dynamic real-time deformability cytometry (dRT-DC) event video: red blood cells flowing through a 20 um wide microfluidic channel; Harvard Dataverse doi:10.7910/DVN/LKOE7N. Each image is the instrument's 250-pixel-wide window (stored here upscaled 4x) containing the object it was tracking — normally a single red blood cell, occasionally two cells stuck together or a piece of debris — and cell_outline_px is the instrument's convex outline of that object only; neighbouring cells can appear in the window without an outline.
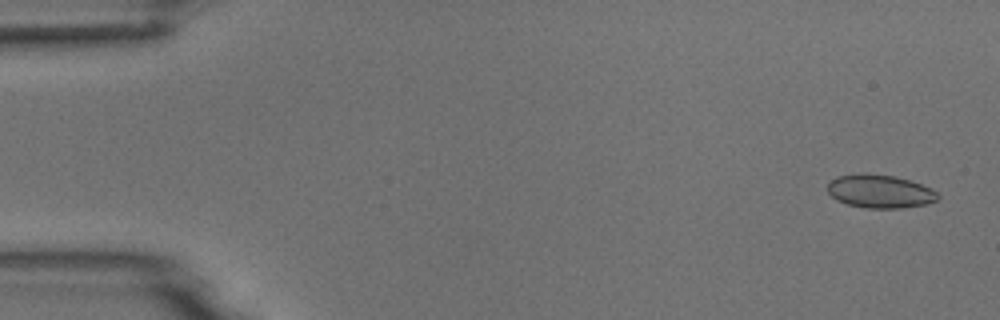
{"species": "common noctule bat (a hibernating species)", "species_latin": "Nyctalus noctula", "temperature_condition": "room temperature", "stored_images_in_passage": 7, "camera_frame_rate_fps": 3000, "um_per_image_px": 0.085, "animal": {"sex": "male", "body_mass_g": 18.8}, "frame": {"image": 1, "passage_image": 1, "time_ms": 0.0, "image_size_px": [1000, 320], "cell_outline_px": [[940, 196], [936, 200], [928, 204], [900, 208], [864, 208], [848, 204], [836, 200], [828, 192], [828, 184], [836, 176], [892, 176], [908, 180], [932, 188]], "centroid_in_image_um": [74.84, 16.32], "position_along_channel_um": 10.2, "area_um2": 20.63}}
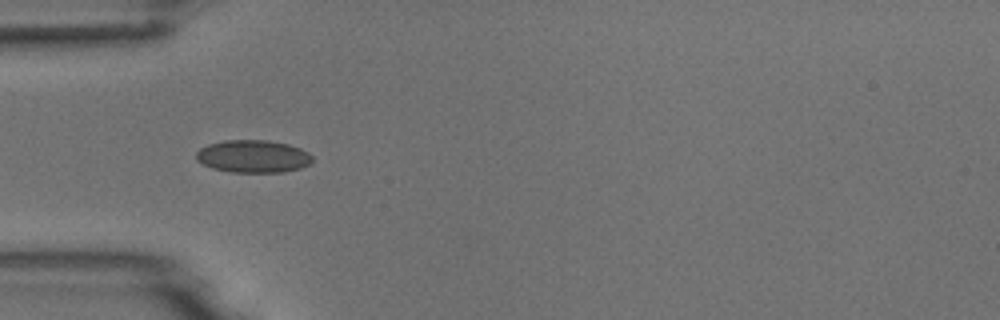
{"frame": {"image": 2, "passage_image": 5, "time_ms": 4.667, "image_size_px": [1000, 320], "cell_outline_px": [[312, 160], [308, 164], [300, 168], [284, 172], [232, 172], [212, 168], [196, 160], [196, 152], [200, 148], [208, 144], [224, 140], [268, 140], [288, 144], [300, 148], [308, 152], [312, 156]], "centroid_in_image_um": [21.5, 13.28], "position_along_channel_um": 63.5, "area_um2": 22.08}}